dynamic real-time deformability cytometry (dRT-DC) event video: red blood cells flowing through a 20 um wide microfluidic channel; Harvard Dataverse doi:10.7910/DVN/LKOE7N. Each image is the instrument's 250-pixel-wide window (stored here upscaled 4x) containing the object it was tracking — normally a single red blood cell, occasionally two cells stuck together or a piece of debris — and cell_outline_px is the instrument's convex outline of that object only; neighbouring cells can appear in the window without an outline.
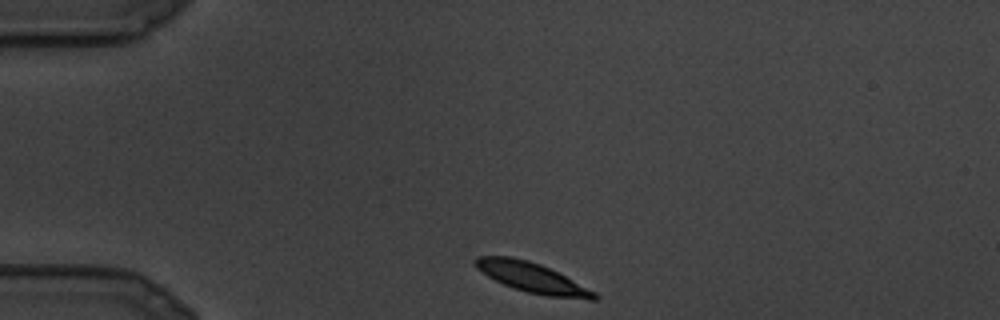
{"species": "common noctule bat (a hibernating species)", "species_latin": "Nyctalus noctula", "temperature_condition": "cold", "stored_images_in_passage": 6, "segment_of_instrument_passage": [2, 2], "camera_frame_rate_fps": 3000, "um_per_image_px": 0.085, "animal": {"sex": "male", "body_mass_g": 19.5, "forearm_length_mm": 54.6}, "frame": {"image": 1, "passage_image": 6, "time_ms": 1.667, "image_size_px": [1000, 320], "cell_outline_px": [[600, 296], [596, 300], [588, 300], [548, 296], [528, 292], [504, 284], [488, 276], [476, 268], [472, 264], [472, 260], [476, 256], [512, 256], [528, 260], [540, 264], [596, 292]], "centroid_in_image_um": [45.2, 23.59], "position_along_channel_um": 39.8, "area_um2": 20.58}}